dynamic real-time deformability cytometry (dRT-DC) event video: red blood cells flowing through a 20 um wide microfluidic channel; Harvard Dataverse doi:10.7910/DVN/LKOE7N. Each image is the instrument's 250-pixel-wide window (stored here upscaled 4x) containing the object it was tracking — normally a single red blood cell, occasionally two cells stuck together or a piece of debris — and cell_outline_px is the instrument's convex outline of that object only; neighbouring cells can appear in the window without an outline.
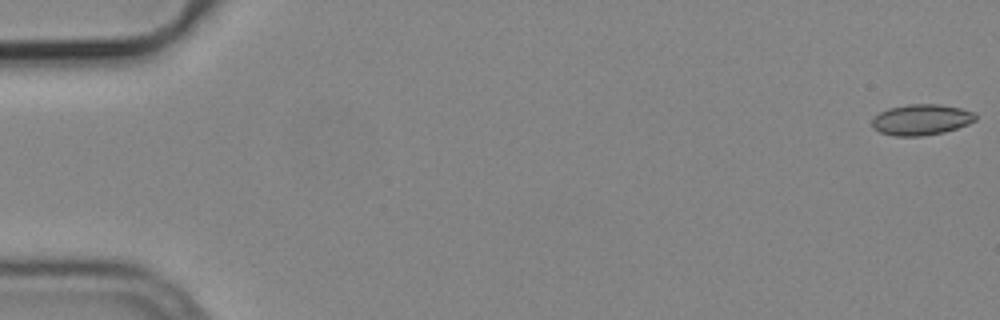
{"species": "common noctule bat (a hibernating species)", "species_latin": "Nyctalus noctula", "temperature_condition": "cold", "stored_images_in_passage": 55, "camera_frame_rate_fps": 3000, "um_per_image_px": 0.085, "animal": {"sex": "male", "body_mass_g": 19.2, "forearm_length_mm": 51.8}, "frame": {"image": 1, "passage_image": 1, "time_ms": 0.0, "image_size_px": [1000, 320], "cell_outline_px": [[976, 120], [968, 124], [944, 132], [920, 136], [896, 136], [880, 132], [872, 128], [872, 120], [880, 112], [888, 108], [908, 104], [940, 104], [960, 108], [972, 112], [976, 116]], "centroid_in_image_um": [78.29, 10.17], "position_along_channel_um": 6.7, "area_um2": 18.5}}
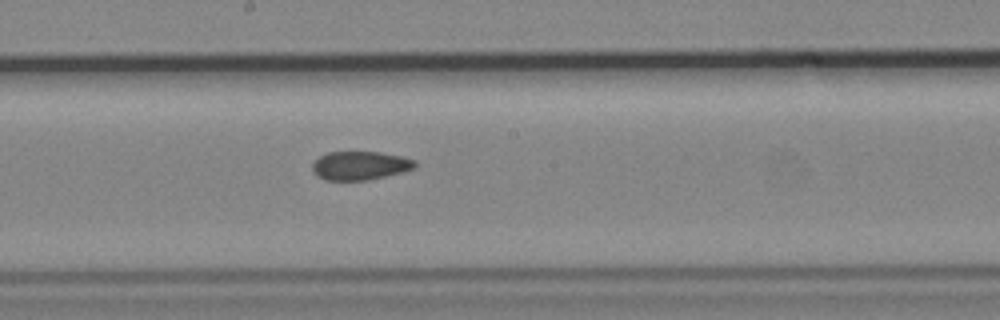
{"frame": {"image": 2, "passage_image": 30, "time_ms": 9.667, "image_size_px": [1000, 320], "cell_outline_px": [[416, 168], [368, 180], [324, 180], [316, 176], [312, 172], [312, 164], [320, 156], [328, 152], [380, 152], [404, 156], [416, 160]], "centroid_in_image_um": [30.6, 14.07], "position_along_channel_um": 217.6, "area_um2": 17.22}}
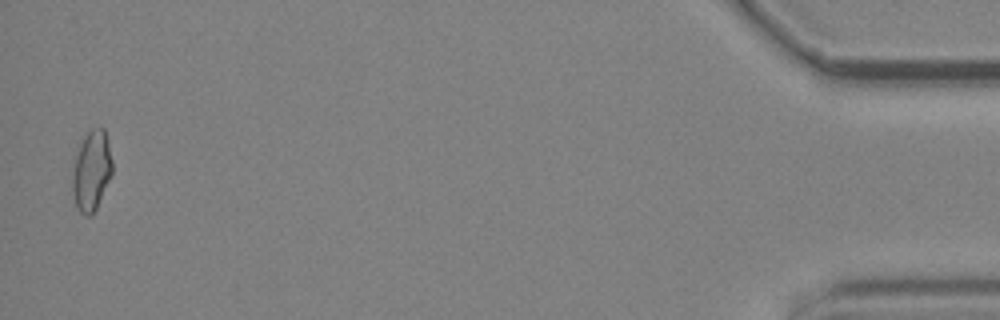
{"frame": {"image": 3, "passage_image": 54, "time_ms": 17.667, "image_size_px": [1000, 320], "cell_outline_px": [[112, 176], [92, 216], [84, 216], [76, 208], [72, 188], [72, 172], [76, 156], [80, 144], [88, 132], [92, 128], [104, 128], [112, 160]], "centroid_in_image_um": [7.78, 14.56], "position_along_channel_um": 427.4, "area_um2": 18.55}, "authors_computed_cell_mechanics": {"area_um2": 18.0336, "velocity_mm_per_s": 3.7837, "shape_relaxation_time_tau1_ms": null, "shape_relaxation_time_tau2_ms": 2.4815, "deformation_change_tau1": null, "deformation_change_tau2": 0.0698}}